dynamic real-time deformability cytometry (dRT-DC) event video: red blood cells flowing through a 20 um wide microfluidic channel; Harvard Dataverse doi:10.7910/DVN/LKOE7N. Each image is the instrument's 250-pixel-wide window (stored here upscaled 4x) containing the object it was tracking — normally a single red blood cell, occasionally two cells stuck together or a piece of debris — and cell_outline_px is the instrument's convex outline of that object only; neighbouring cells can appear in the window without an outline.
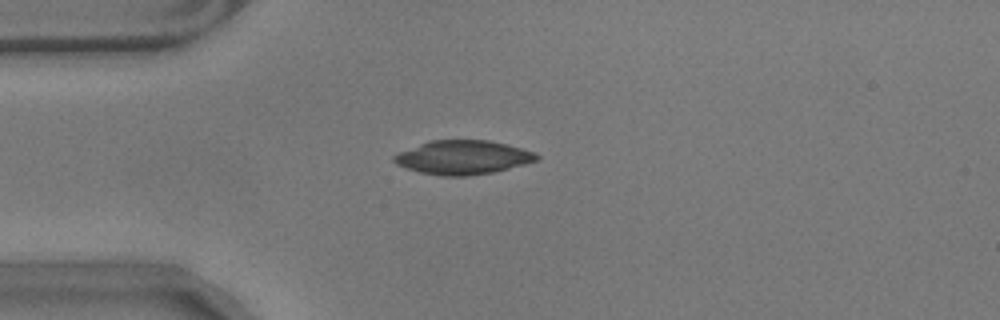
{"species": "common noctule bat (a hibernating species)", "species_latin": "Nyctalus noctula", "temperature_condition": "warm", "stored_images_in_passage": 31, "camera_frame_rate_fps": 3000, "um_per_image_px": 0.085, "animal": {"sex": "male", "body_mass_g": 17.9}, "frame": {"image": 1, "passage_image": 1, "time_ms": 0.0, "image_size_px": [1000, 320], "cell_outline_px": [[540, 160], [492, 172], [468, 176], [444, 176], [420, 172], [396, 164], [392, 160], [392, 156], [400, 152], [420, 144], [432, 140], [488, 140], [520, 148], [532, 152], [540, 156]], "centroid_in_image_um": [39.34, 13.38], "position_along_channel_um": 45.7, "area_um2": 27.8}}
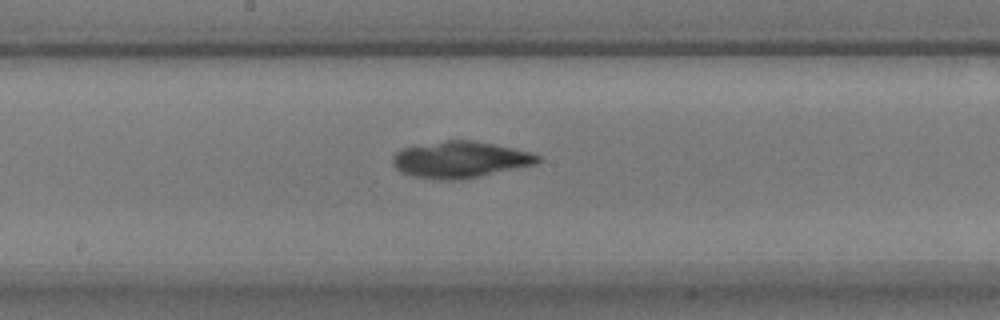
{"frame": {"image": 2, "passage_image": 16, "time_ms": 5.0, "image_size_px": [1000, 320], "cell_outline_px": [[544, 160], [536, 164], [460, 180], [444, 180], [412, 176], [400, 172], [392, 164], [392, 156], [400, 148], [444, 140], [472, 140], [532, 152], [540, 156]], "centroid_in_image_um": [39.1, 13.56], "position_along_channel_um": 209.1, "area_um2": 30.92}}
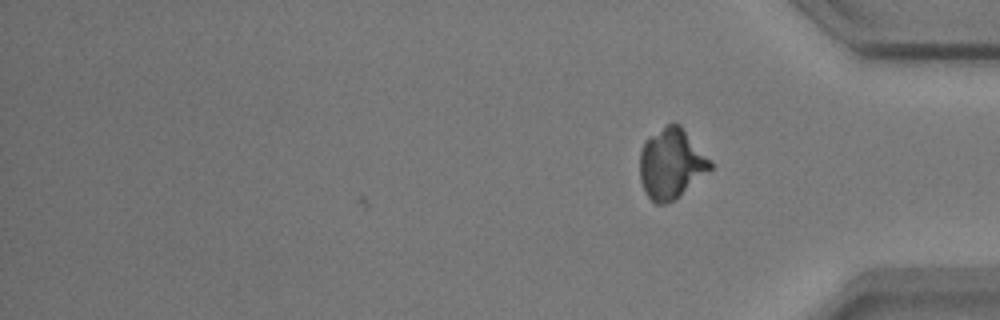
{"frame": {"image": 3, "passage_image": 31, "time_ms": 10.0, "image_size_px": [1000, 320], "cell_outline_px": [[712, 168], [672, 200], [664, 204], [656, 204], [644, 192], [640, 180], [640, 152], [644, 144], [652, 136], [668, 124], [680, 124], [712, 160]], "centroid_in_image_um": [57.06, 13.91], "position_along_channel_um": 378.1, "area_um2": 28.21}, "authors_computed_cell_mechanics": {"area_um2": 29.767, "velocity_mm_per_s": 3.5416, "shape_relaxation_time_tau1_ms": 6.0405, "shape_relaxation_time_tau2_ms": 3.644, "deformation_change_tau1": 0.1759, "deformation_change_tau2": 0.0731}}